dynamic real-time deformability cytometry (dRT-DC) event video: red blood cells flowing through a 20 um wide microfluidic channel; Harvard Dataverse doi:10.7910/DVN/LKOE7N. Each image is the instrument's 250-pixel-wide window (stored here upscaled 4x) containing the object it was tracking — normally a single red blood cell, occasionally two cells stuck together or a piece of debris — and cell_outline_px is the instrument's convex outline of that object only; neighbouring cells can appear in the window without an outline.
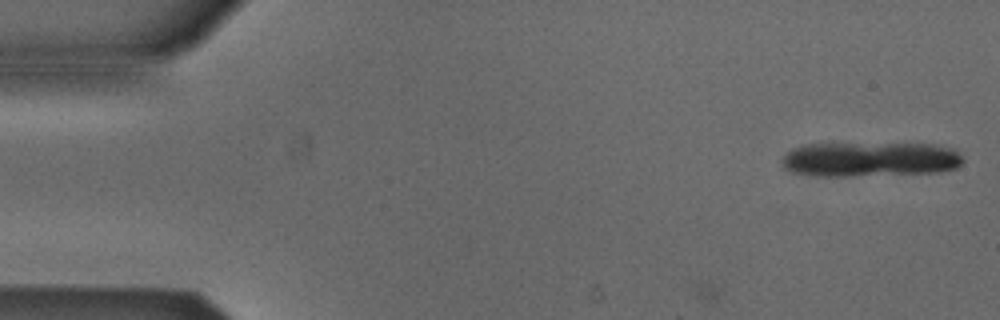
{"species": "Egyptian fruit bat (a non-hibernating species)", "species_latin": "Rousettus aegyptiacus", "temperature_condition": "cold", "stored_images_in_passage": 9, "camera_frame_rate_fps": 3000, "um_per_image_px": 0.085, "animal": {"sex": "male"}, "frame": {"image": 1, "passage_image": 1, "time_ms": 0.0, "image_size_px": [1000, 320], "cell_outline_px": [[964, 160], [956, 168], [936, 172], [848, 176], [820, 176], [792, 172], [784, 168], [780, 160], [792, 148], [804, 144], [936, 144], [952, 148]], "centroid_in_image_um": [73.92, 13.54], "position_along_channel_um": 11.1, "area_um2": 36.47}}